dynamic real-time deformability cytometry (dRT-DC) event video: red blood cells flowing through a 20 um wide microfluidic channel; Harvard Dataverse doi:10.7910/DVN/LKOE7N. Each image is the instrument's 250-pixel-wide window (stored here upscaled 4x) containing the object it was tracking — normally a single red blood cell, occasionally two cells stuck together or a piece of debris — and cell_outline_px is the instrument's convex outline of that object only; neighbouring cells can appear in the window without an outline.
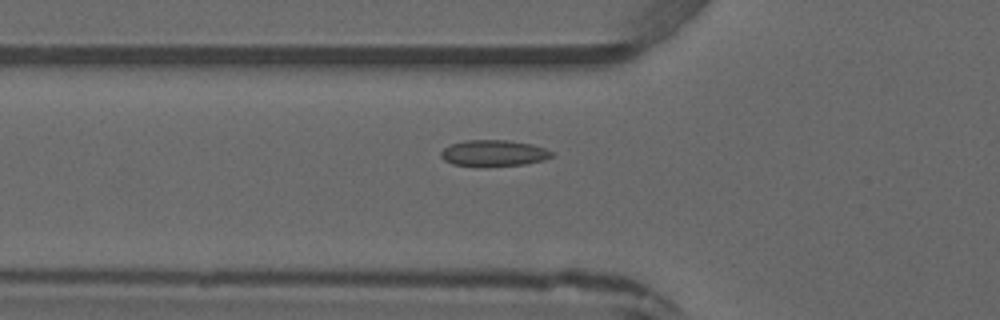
{"species": "common noctule bat (a hibernating species)", "species_latin": "Nyctalus noctula", "temperature_condition": "warm", "stored_images_in_passage": 7, "camera_frame_rate_fps": 3000, "um_per_image_px": 0.085, "animal": {"sex": "male", "forearm_length_mm": 52.5}, "frame": {"image": 1, "passage_image": 5, "time_ms": 7.0, "image_size_px": [1000, 320], "cell_outline_px": [[552, 156], [544, 160], [524, 164], [484, 168], [480, 168], [452, 164], [444, 160], [440, 156], [440, 152], [444, 148], [452, 144], [464, 140], [508, 140], [532, 144], [544, 148], [552, 152]], "centroid_in_image_um": [41.92, 13.04], "position_along_channel_um": 83.9, "area_um2": 17.34}}
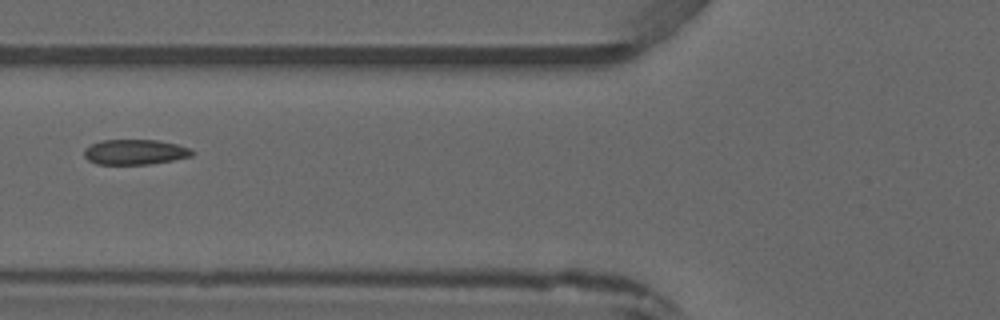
{"frame": {"image": 2, "passage_image": 6, "time_ms": 7.667, "image_size_px": [1000, 320], "cell_outline_px": [[196, 152], [192, 156], [152, 164], [96, 164], [88, 160], [84, 156], [84, 148], [100, 140], [156, 140], [176, 144], [192, 148]], "centroid_in_image_um": [11.49, 12.92], "position_along_channel_um": 114.3, "area_um2": 15.95}}
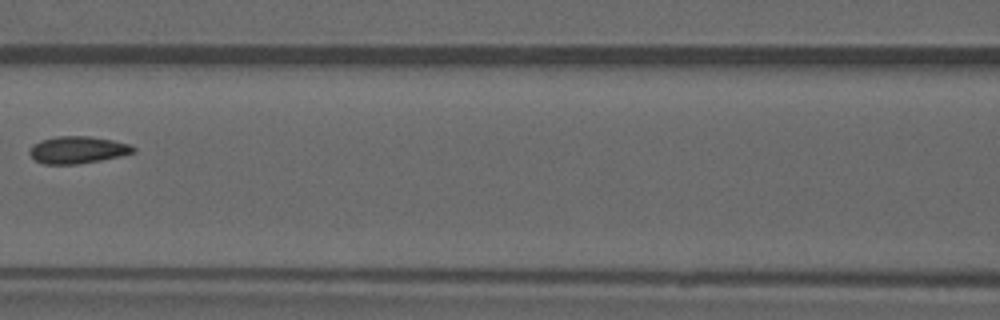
{"frame": {"image": 3, "passage_image": 7, "time_ms": 8.667, "image_size_px": [1000, 320], "cell_outline_px": [[136, 152], [120, 156], [100, 160], [76, 164], [44, 164], [36, 160], [28, 152], [32, 144], [40, 140], [56, 136], [88, 136], [112, 140], [128, 144], [136, 148]], "centroid_in_image_um": [6.58, 12.73], "position_along_channel_um": 160.0, "area_um2": 16.36}}